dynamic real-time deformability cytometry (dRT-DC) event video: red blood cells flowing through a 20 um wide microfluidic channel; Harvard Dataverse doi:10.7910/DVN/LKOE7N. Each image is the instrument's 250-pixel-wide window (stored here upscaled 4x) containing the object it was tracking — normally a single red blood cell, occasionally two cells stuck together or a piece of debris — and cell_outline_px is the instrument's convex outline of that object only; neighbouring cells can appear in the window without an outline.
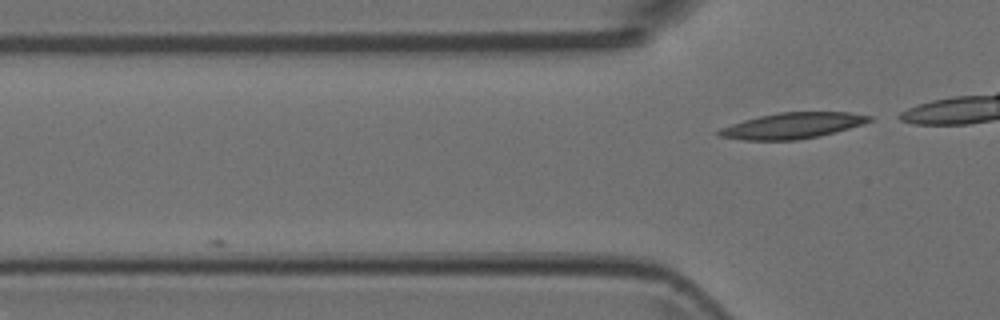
{"species": "Egyptian fruit bat (a non-hibernating species)", "species_latin": "Rousettus aegyptiacus", "temperature_condition": "room temperature", "stored_images_in_passage": 3, "camera_frame_rate_fps": 3000, "um_per_image_px": 0.085, "animal": {"sex": "female"}, "frame": {"image": 1, "passage_image": 3, "time_ms": 0.667, "image_size_px": [1000, 320], "cell_outline_px": [[872, 120], [864, 124], [820, 136], [796, 140], [744, 140], [716, 136], [716, 132], [720, 128], [744, 120], [760, 116], [780, 112], [852, 112], [872, 116]], "centroid_in_image_um": [67.36, 10.68], "position_along_channel_um": 58.4, "area_um2": 22.72}}